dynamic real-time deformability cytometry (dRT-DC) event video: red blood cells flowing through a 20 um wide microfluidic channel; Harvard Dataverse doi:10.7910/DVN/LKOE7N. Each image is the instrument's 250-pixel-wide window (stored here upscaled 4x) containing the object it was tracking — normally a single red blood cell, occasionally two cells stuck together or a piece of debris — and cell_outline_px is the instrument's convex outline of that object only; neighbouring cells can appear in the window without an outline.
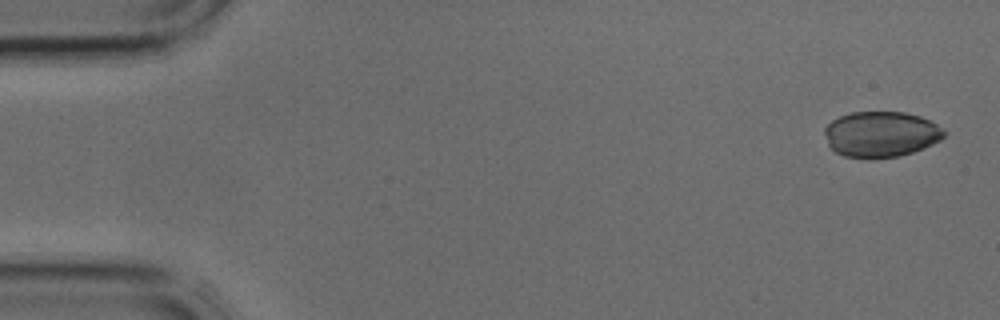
{"species": "common noctule bat (a hibernating species)", "species_latin": "Nyctalus noctula", "temperature_condition": "cold", "stored_images_in_passage": 2, "segment_of_instrument_passage": [2, 2], "camera_frame_rate_fps": 3000, "um_per_image_px": 0.085, "animal": {"sex": "male", "body_mass_g": 17.9, "forearm_length_mm": 54.2}, "frame": {"image": 1, "passage_image": 2, "time_ms": 0.333, "image_size_px": [1000, 320], "cell_outline_px": [[948, 132], [940, 140], [932, 144], [912, 152], [900, 156], [872, 160], [844, 156], [836, 152], [828, 144], [824, 132], [824, 128], [832, 120], [840, 116], [852, 112], [904, 112], [920, 116], [936, 124]], "centroid_in_image_um": [74.87, 11.43], "position_along_channel_um": 10.1, "area_um2": 32.08}}